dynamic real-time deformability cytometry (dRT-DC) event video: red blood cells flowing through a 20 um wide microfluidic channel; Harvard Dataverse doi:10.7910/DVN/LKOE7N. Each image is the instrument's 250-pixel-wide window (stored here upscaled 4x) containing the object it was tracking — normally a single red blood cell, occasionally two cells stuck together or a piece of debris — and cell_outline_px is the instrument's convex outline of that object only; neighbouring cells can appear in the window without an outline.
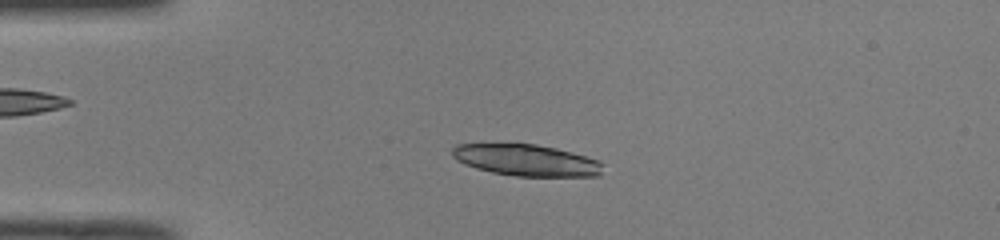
{"species": "common noctule bat (a hibernating species)", "species_latin": "Nyctalus noctula", "temperature_condition": "room temperature", "stored_images_in_passage": 49, "camera_frame_rate_fps": 3000, "um_per_image_px": 0.085, "animal": {"sex": "male", "body_mass_g": 19.0, "forearm_length_mm": 50.8}, "frame": {"image": 1, "passage_image": 11, "time_ms": 3.333, "image_size_px": [1000, 240], "cell_outline_px": [[604, 164], [600, 176], [516, 176], [492, 172], [476, 168], [464, 164], [456, 160], [452, 156], [452, 148], [456, 144], [536, 144], [556, 148], [572, 152], [600, 160]], "centroid_in_image_um": [44.76, 13.62], "position_along_channel_um": 40.2, "area_um2": 27.74}}